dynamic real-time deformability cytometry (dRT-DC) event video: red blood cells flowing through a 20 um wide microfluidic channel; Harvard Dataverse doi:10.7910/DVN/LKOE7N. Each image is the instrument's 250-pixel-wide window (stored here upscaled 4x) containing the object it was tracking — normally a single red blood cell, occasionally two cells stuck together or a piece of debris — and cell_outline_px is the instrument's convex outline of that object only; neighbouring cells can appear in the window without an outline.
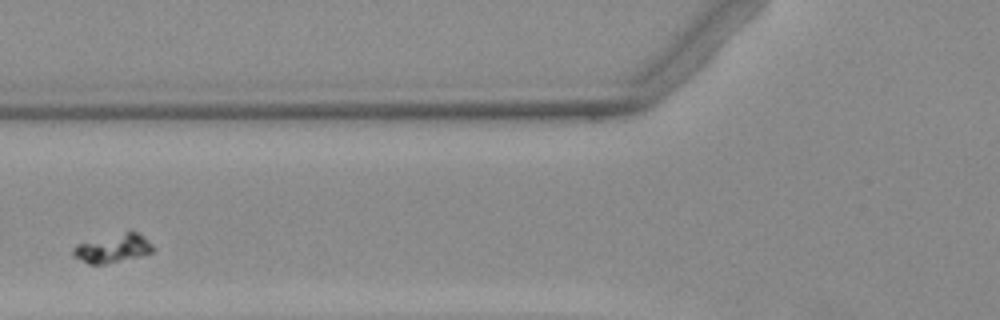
{"species": "Egyptian fruit bat (a non-hibernating species)", "species_latin": "Rousettus aegyptiacus", "temperature_condition": "warm", "stored_images_in_passage": 2, "camera_frame_rate_fps": 3000, "um_per_image_px": 0.085, "animal": {"sex": "female"}, "frame": {"image": 1, "passage_image": 2, "time_ms": 1.0, "image_size_px": [1000, 320], "cell_outline_px": [[156, 248], [152, 252], [140, 256], [104, 264], [88, 264], [72, 256], [72, 248], [76, 244], [128, 232], [136, 232], [152, 244]], "centroid_in_image_um": [9.57, 21.14], "position_along_channel_um": 116.2, "area_um2": 12.89}}